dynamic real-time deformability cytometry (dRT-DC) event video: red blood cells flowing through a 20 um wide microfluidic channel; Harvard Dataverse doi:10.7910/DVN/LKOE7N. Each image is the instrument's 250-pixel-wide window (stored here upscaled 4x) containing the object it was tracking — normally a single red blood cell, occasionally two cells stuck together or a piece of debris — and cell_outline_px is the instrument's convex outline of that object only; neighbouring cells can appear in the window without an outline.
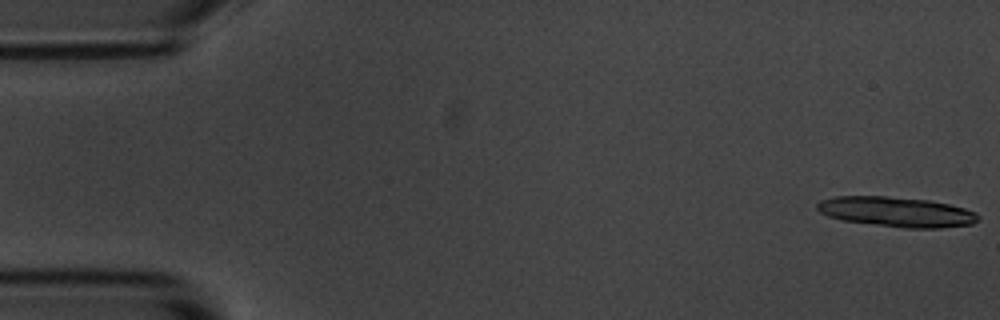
{"species": "common noctule bat (a hibernating species)", "species_latin": "Nyctalus noctula", "temperature_condition": "room temperature", "stored_images_in_passage": 6, "camera_frame_rate_fps": 3000, "um_per_image_px": 0.085, "animal": {"sex": "male", "body_mass_g": 20.1, "forearm_length_mm": 53.5}, "frame": {"image": 1, "passage_image": 1, "time_ms": 0.0, "image_size_px": [1000, 320], "cell_outline_px": [[980, 220], [972, 224], [940, 228], [904, 228], [844, 220], [828, 216], [820, 212], [816, 208], [816, 204], [820, 200], [836, 196], [884, 196], [928, 200], [948, 204], [964, 208], [976, 212], [980, 216]], "centroid_in_image_um": [76.22, 18.01], "position_along_channel_um": 8.8, "area_um2": 28.09}}
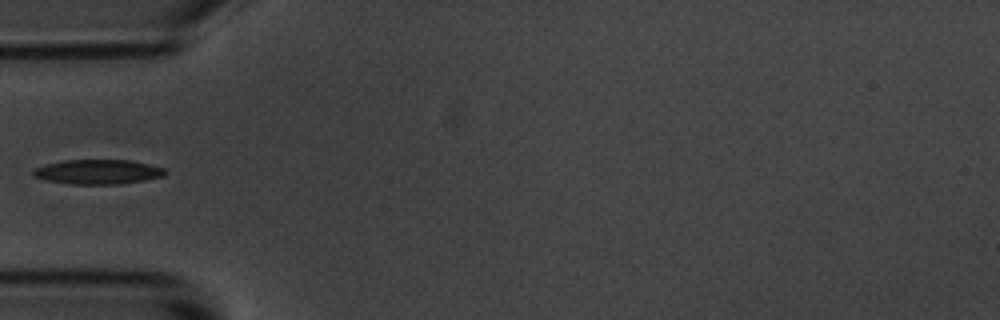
{"frame": {"image": 2, "passage_image": 6, "time_ms": 5.667, "image_size_px": [1000, 320], "cell_outline_px": [[168, 172], [164, 176], [144, 180], [120, 184], [68, 184], [44, 180], [32, 176], [32, 172], [36, 168], [44, 164], [64, 160], [128, 160], [148, 164], [164, 168]], "centroid_in_image_um": [8.29, 14.61], "position_along_channel_um": 76.7, "area_um2": 19.02}}